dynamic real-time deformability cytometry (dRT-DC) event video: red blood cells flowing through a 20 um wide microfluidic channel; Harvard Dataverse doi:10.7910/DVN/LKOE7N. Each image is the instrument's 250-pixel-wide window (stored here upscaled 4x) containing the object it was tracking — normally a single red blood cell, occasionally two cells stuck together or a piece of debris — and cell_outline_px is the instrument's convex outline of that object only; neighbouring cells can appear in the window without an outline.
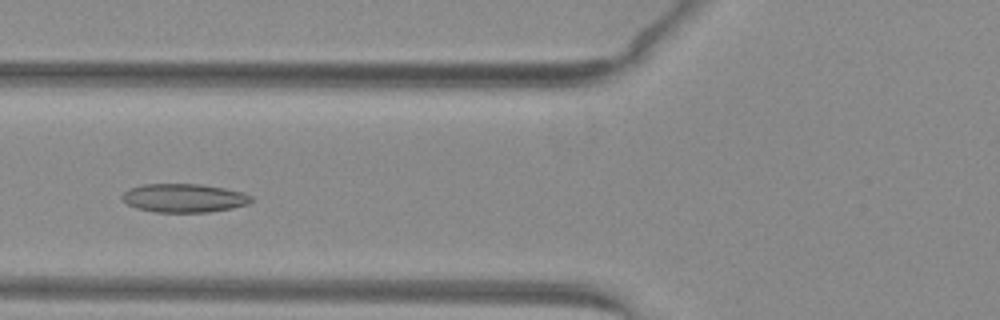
{"species": "common noctule bat (a hibernating species)", "species_latin": "Nyctalus noctula", "temperature_condition": "warm", "stored_images_in_passage": 35, "camera_frame_rate_fps": 3000, "um_per_image_px": 0.085, "animal": {"sex": "female", "body_mass_g": 29.2, "forearm_length_mm": 56.3}, "frame": {"image": 1, "passage_image": 4, "time_ms": 1.0, "image_size_px": [1000, 320], "cell_outline_px": [[252, 200], [248, 204], [232, 208], [208, 212], [156, 212], [136, 208], [128, 204], [120, 196], [128, 188], [144, 184], [200, 184], [224, 188], [244, 192], [252, 196]], "centroid_in_image_um": [15.64, 16.83], "position_along_channel_um": 110.2, "area_um2": 21.56}}
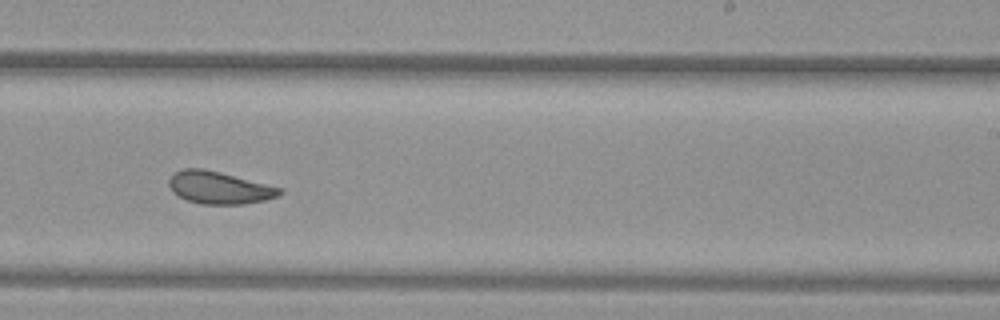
{"frame": {"image": 2, "passage_image": 16, "time_ms": 5.0, "image_size_px": [1000, 320], "cell_outline_px": [[284, 192], [280, 196], [264, 200], [244, 204], [200, 204], [188, 200], [172, 192], [168, 184], [168, 180], [176, 172], [184, 168], [204, 168], [220, 172], [280, 188]], "centroid_in_image_um": [18.62, 15.96], "position_along_channel_um": 270.4, "area_um2": 20.69}}
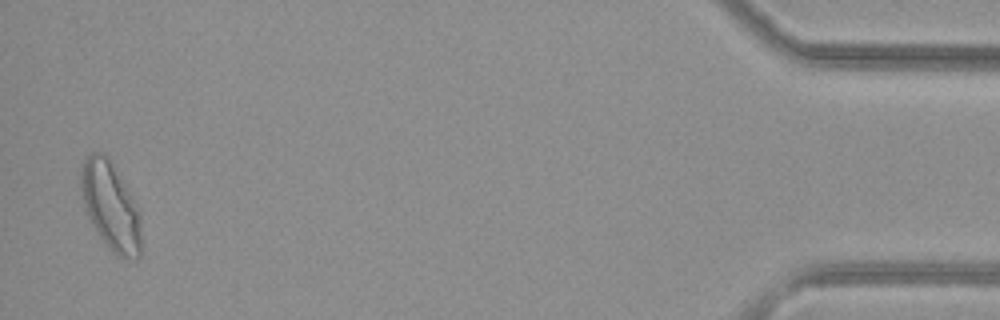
{"frame": {"image": 3, "passage_image": 34, "time_ms": 11.0, "image_size_px": [1000, 320], "cell_outline_px": [[140, 256], [136, 260], [116, 256], [108, 248], [92, 224], [88, 216], [84, 204], [80, 188], [80, 172], [84, 160], [92, 152], [104, 152], [108, 156], [128, 188], [140, 208]], "centroid_in_image_um": [9.42, 17.51], "position_along_channel_um": 425.8, "area_um2": 31.21}, "authors_computed_cell_mechanics": {"area_um2": 21.5594, "velocity_mm_per_s": 4.0051, "shape_relaxation_time_tau1_ms": null, "shape_relaxation_time_tau2_ms": 2.4384, "deformation_change_tau1": null, "deformation_change_tau2": 0.0867}}